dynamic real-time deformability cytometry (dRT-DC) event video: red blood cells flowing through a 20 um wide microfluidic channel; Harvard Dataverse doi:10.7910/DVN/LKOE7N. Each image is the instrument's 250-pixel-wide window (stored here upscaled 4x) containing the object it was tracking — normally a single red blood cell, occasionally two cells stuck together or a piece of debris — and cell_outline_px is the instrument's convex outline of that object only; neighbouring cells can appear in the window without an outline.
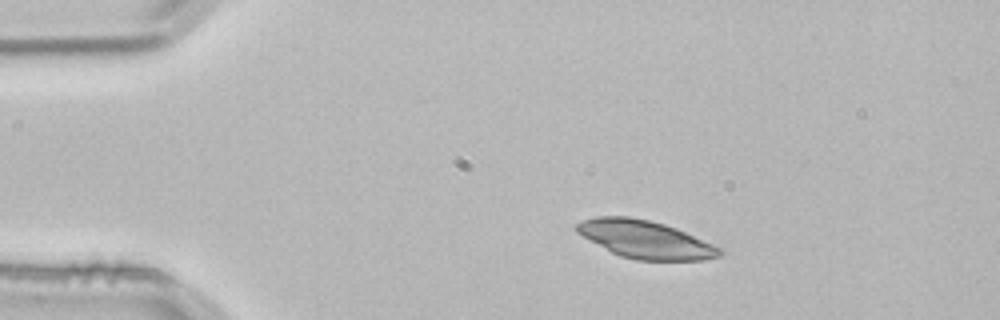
{"species": "common noctule bat (a hibernating species)", "species_latin": "Nyctalus noctula", "temperature_condition": "room temperature", "stored_images_in_passage": 2, "camera_frame_rate_fps": 3000, "um_per_image_px": 0.085, "animal": {"sex": "male", "body_mass_g": 21.5, "forearm_length_mm": 52.0}, "frame": {"image": 1, "passage_image": 1, "time_ms": 0.0, "image_size_px": [1000, 320], "cell_outline_px": [[724, 252], [720, 256], [700, 260], [636, 260], [620, 256], [612, 252], [576, 232], [576, 224], [584, 220], [596, 216], [628, 216], [648, 220], [664, 224], [676, 228], [724, 248]], "centroid_in_image_um": [54.9, 20.35], "position_along_channel_um": 30.1, "area_um2": 31.33}}